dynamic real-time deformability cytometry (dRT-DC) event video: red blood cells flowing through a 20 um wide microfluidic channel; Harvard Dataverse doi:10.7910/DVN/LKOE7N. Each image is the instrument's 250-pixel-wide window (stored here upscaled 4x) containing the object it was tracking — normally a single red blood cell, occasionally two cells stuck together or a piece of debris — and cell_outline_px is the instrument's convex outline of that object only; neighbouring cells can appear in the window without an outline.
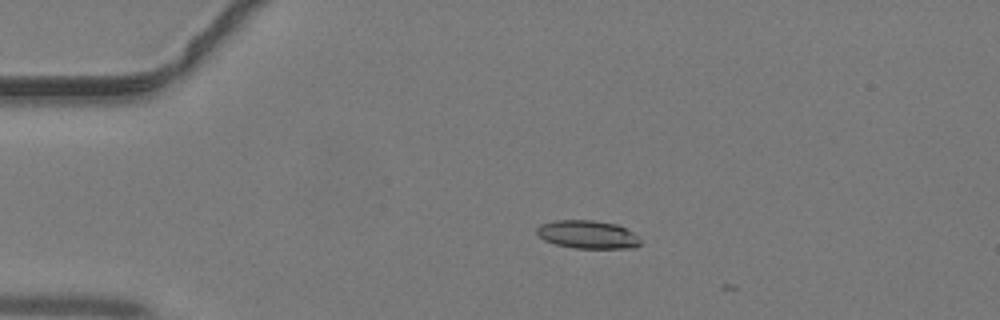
{"species": "common noctule bat (a hibernating species)", "species_latin": "Nyctalus noctula", "temperature_condition": "warm", "stored_images_in_passage": 3, "camera_frame_rate_fps": 3000, "um_per_image_px": 0.085, "animal": {"sex": "male", "body_mass_g": 19.2, "forearm_length_mm": 51.8}, "frame": {"image": 1, "passage_image": 1, "time_ms": 0.0, "image_size_px": [1000, 320], "cell_outline_px": [[640, 244], [636, 248], [576, 248], [556, 244], [544, 240], [536, 232], [536, 228], [540, 224], [556, 220], [592, 220], [616, 224], [632, 232], [640, 240]], "centroid_in_image_um": [49.93, 19.93], "position_along_channel_um": 35.1, "area_um2": 16.88}}